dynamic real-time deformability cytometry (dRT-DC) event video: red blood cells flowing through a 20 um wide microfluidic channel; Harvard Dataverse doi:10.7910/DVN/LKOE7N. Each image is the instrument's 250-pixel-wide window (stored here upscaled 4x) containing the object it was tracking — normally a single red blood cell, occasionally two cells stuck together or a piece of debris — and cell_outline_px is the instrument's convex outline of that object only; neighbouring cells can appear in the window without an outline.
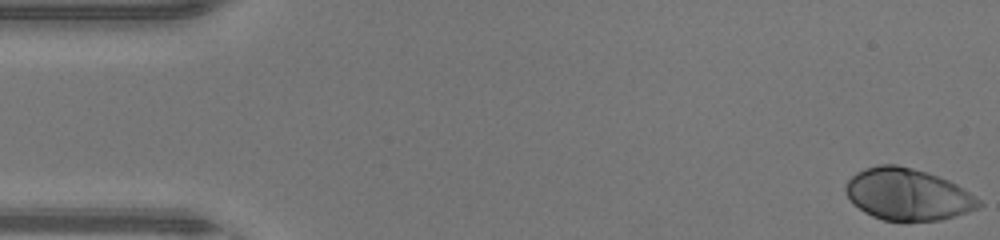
{"species": "human", "species_latin": "Homo sapiens", "temperature_condition": "warm", "stored_images_in_passage": 47, "camera_frame_rate_fps": 3000, "um_per_image_px": 0.085, "donor": {"sex": "male"}, "frame": {"image": 1, "passage_image": 1, "time_ms": 0.0, "image_size_px": [1000, 240], "cell_outline_px": [[984, 204], [968, 212], [940, 220], [904, 224], [884, 220], [872, 216], [864, 212], [844, 192], [844, 188], [848, 180], [856, 172], [864, 168], [876, 164], [896, 164], [928, 172], [948, 180], [956, 184], [980, 200]], "centroid_in_image_um": [77.14, 16.55], "position_along_channel_um": 7.9, "area_um2": 40.69}}
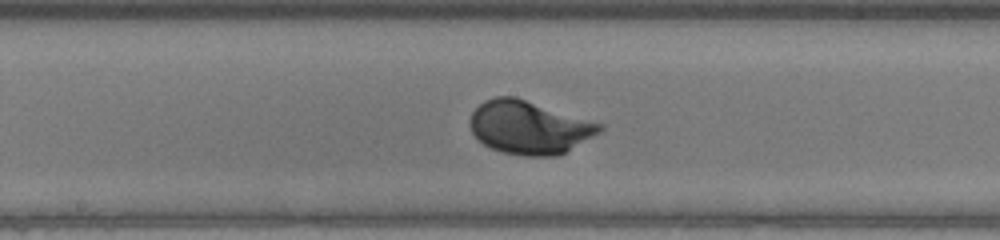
{"frame": {"image": 2, "passage_image": 24, "time_ms": 7.667, "image_size_px": [1000, 240], "cell_outline_px": [[604, 128], [600, 132], [564, 152], [556, 156], [524, 156], [504, 152], [492, 148], [484, 144], [472, 132], [468, 124], [468, 120], [472, 112], [484, 100], [496, 96], [516, 96], [604, 124]], "centroid_in_image_um": [44.96, 10.8], "position_along_channel_um": 203.2, "area_um2": 40.17}}
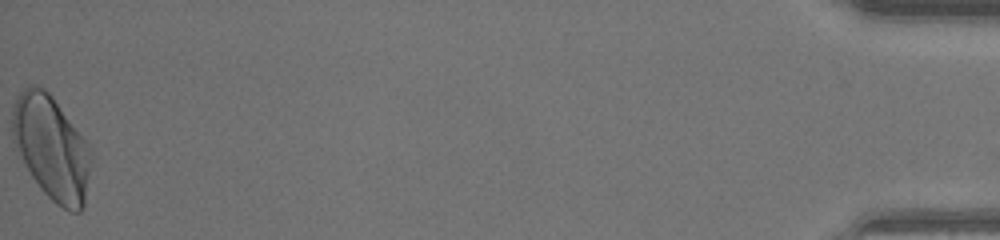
{"frame": {"image": 3, "passage_image": 47, "time_ms": 15.333, "image_size_px": [1000, 240], "cell_outline_px": [[92, 160], [84, 204], [80, 212], [72, 212], [56, 204], [40, 188], [32, 176], [12, 140], [12, 104], [16, 96], [24, 88], [32, 84], [44, 88], [52, 96], [88, 144], [92, 152]], "centroid_in_image_um": [4.37, 12.54], "position_along_channel_um": 430.8, "area_um2": 47.4}, "authors_computed_cell_mechanics": {"area_um2": 38.8994, "velocity_mm_per_s": 4.4098, "shape_relaxation_time_tau1_ms": 1.7774, "shape_relaxation_time_tau2_ms": null, "deformation_change_tau1": 0.1579, "deformation_change_tau2": null}}